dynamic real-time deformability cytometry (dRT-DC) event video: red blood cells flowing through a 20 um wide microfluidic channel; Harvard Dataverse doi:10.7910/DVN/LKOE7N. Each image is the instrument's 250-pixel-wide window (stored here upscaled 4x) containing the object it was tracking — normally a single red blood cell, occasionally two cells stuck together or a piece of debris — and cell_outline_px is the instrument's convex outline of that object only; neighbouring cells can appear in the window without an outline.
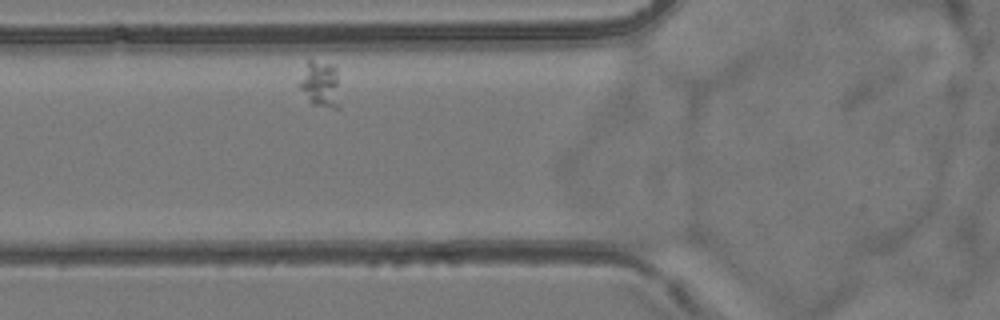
{"species": "common noctule bat (a hibernating species)", "species_latin": "Nyctalus noctula", "temperature_condition": "room temperature", "stored_images_in_passage": 2, "camera_frame_rate_fps": 3000, "um_per_image_px": 0.085, "animal": {"sex": "female", "body_mass_g": 24.6, "forearm_length_mm": 56.2}, "frame": {"image": 1, "passage_image": 2, "time_ms": 1.0, "image_size_px": [1000, 320], "cell_outline_px": [[340, 108], [332, 108], [312, 104], [308, 100], [296, 84], [308, 56], [336, 64]], "centroid_in_image_um": [27.19, 7.05], "position_along_channel_um": 98.6, "area_um2": 11.79}}